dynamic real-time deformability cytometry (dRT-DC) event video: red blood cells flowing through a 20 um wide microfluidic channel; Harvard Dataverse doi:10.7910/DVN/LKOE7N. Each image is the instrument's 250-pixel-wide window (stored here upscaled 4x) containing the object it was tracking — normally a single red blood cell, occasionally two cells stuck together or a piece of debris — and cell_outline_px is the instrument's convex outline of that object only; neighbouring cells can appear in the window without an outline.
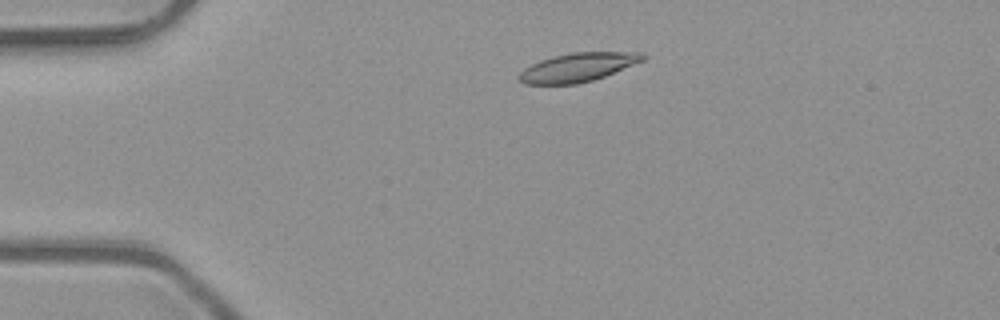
{"species": "common noctule bat (a hibernating species)", "species_latin": "Nyctalus noctula", "temperature_condition": "room temperature", "stored_images_in_passage": 3, "camera_frame_rate_fps": 3000, "um_per_image_px": 0.085, "animal": {"sex": "male", "body_mass_g": 23.1, "forearm_length_mm": 52.7}, "frame": {"image": 1, "passage_image": 2, "time_ms": 0.333, "image_size_px": [1000, 320], "cell_outline_px": [[648, 56], [644, 60], [604, 76], [592, 80], [576, 84], [524, 84], [516, 80], [516, 76], [524, 68], [540, 60], [552, 56], [572, 52], [644, 52]], "centroid_in_image_um": [49.08, 5.72], "position_along_channel_um": 35.9, "area_um2": 20.87}}